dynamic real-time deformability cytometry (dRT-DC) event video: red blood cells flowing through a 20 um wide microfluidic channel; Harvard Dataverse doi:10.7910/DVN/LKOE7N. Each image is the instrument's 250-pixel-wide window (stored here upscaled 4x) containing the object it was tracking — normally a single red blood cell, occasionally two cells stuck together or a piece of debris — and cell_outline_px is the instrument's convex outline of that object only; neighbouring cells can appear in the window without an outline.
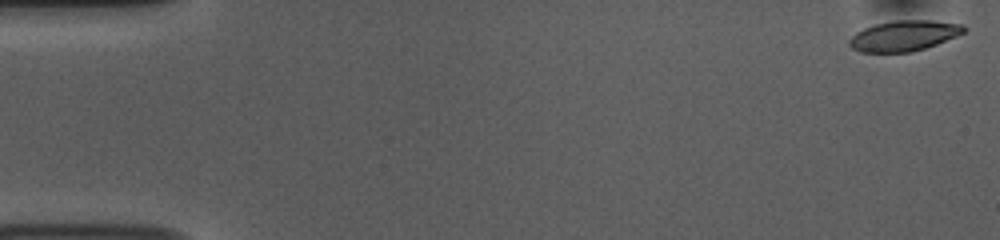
{"species": "common noctule bat (a hibernating species)", "species_latin": "Nyctalus noctula", "temperature_condition": "room temperature", "stored_images_in_passage": 53, "camera_frame_rate_fps": 3000, "um_per_image_px": 0.085, "animal": {"sex": "female", "body_mass_g": 10.0, "forearm_length_mm": 53.1}, "frame": {"image": 1, "passage_image": 1, "time_ms": 0.0, "image_size_px": [1000, 240], "cell_outline_px": [[964, 32], [956, 36], [936, 44], [912, 52], [860, 52], [852, 48], [848, 44], [848, 40], [856, 32], [864, 28], [876, 24], [896, 20], [932, 20], [964, 24]], "centroid_in_image_um": [76.82, 3.03], "position_along_channel_um": 8.2, "area_um2": 20.29}}
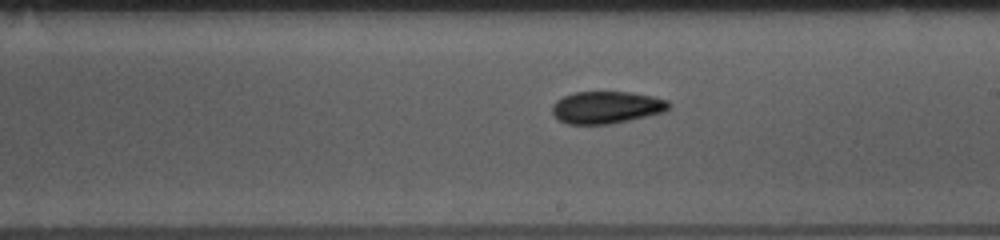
{"frame": {"image": 2, "passage_image": 30, "time_ms": 9.667, "image_size_px": [1000, 240], "cell_outline_px": [[672, 104], [664, 112], [612, 124], [568, 124], [556, 120], [552, 112], [552, 104], [556, 100], [564, 96], [576, 92], [632, 92], [652, 96], [668, 100]], "centroid_in_image_um": [51.54, 9.13], "position_along_channel_um": 237.5, "area_um2": 22.08}}
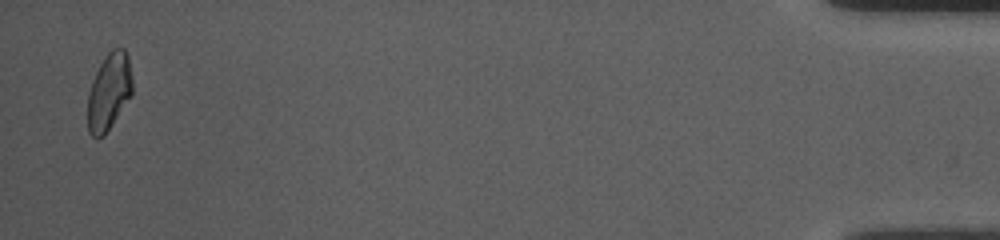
{"frame": {"image": 3, "passage_image": 52, "time_ms": 17.0, "image_size_px": [1000, 240], "cell_outline_px": [[132, 96], [104, 136], [92, 136], [88, 132], [88, 92], [92, 80], [100, 64], [108, 52], [112, 48], [124, 48], [128, 56], [132, 76]], "centroid_in_image_um": [9.28, 7.78], "position_along_channel_um": 425.9, "area_um2": 20.11}, "authors_computed_cell_mechanics": {"area_um2": 21.0392, "velocity_mm_per_s": 3.7601, "shape_relaxation_time_tau1_ms": 5.8678, "shape_relaxation_time_tau2_ms": 5.9829, "deformation_change_tau1": 0.1472, "deformation_change_tau2": 0.1142}}